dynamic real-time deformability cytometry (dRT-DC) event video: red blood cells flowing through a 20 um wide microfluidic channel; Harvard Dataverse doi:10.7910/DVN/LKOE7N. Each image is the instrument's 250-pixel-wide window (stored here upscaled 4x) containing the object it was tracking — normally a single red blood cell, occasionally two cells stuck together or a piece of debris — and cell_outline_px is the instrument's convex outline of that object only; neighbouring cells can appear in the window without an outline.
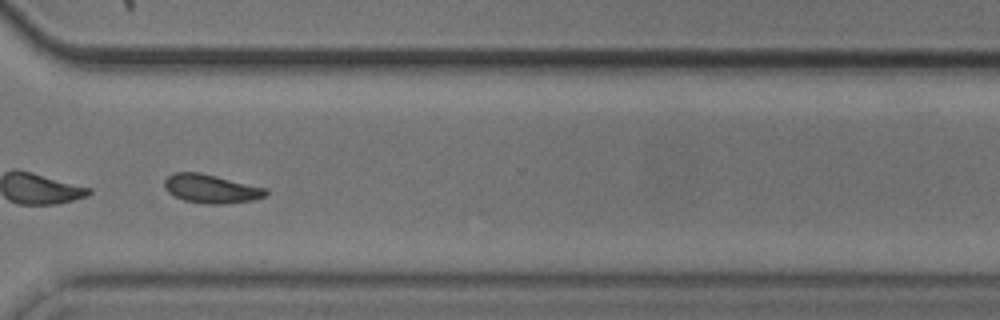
{"species": "common noctule bat (a hibernating species)", "species_latin": "Nyctalus noctula", "temperature_condition": "cold", "stored_images_in_passage": 51, "segment_of_instrument_passage": [2, 2], "camera_frame_rate_fps": 3000, "um_per_image_px": 0.085, "animal": {"sex": "male", "body_mass_g": 20.5, "forearm_length_mm": 52.5}, "frame": {"image": 1, "passage_image": 38, "time_ms": 12.333, "image_size_px": [1000, 320], "cell_outline_px": [[268, 192], [264, 196], [252, 200], [224, 204], [208, 204], [184, 200], [168, 192], [164, 188], [164, 180], [172, 172], [200, 172], [268, 188]], "centroid_in_image_um": [17.94, 16.03], "position_along_channel_um": 352.7, "area_um2": 16.99}}